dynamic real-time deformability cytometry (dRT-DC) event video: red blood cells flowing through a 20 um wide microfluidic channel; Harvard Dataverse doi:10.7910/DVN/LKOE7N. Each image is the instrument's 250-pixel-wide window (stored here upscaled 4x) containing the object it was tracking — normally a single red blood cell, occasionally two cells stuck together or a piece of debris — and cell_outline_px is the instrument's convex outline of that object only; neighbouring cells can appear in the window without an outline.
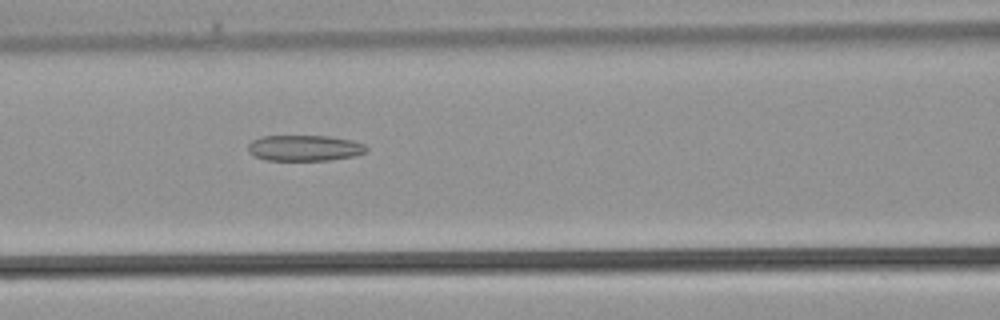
{"species": "common noctule bat (a hibernating species)", "species_latin": "Nyctalus noctula", "temperature_condition": "warm", "stored_images_in_passage": 25, "camera_frame_rate_fps": 3000, "um_per_image_px": 0.085, "animal": {"sex": "male", "body_mass_g": 21.5, "forearm_length_mm": 52.0}, "frame": {"image": 1, "passage_image": 5, "time_ms": 1.333, "image_size_px": [1000, 320], "cell_outline_px": [[368, 148], [364, 152], [352, 156], [332, 160], [268, 160], [256, 156], [248, 152], [248, 144], [252, 140], [260, 136], [328, 136], [352, 140], [364, 144]], "centroid_in_image_um": [25.87, 12.57], "position_along_channel_um": 140.7, "area_um2": 17.74}}
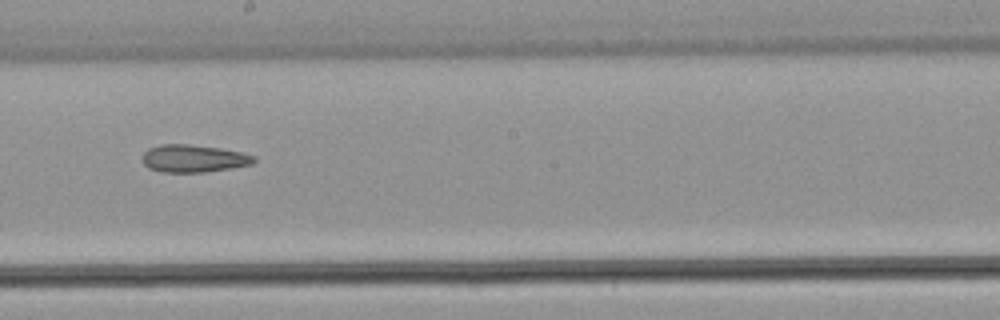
{"frame": {"image": 2, "passage_image": 10, "time_ms": 3.0, "image_size_px": [1000, 320], "cell_outline_px": [[256, 160], [252, 164], [232, 168], [208, 172], [160, 172], [148, 168], [144, 164], [140, 156], [148, 148], [160, 144], [188, 144], [220, 148], [240, 152], [256, 156]], "centroid_in_image_um": [16.42, 13.47], "position_along_channel_um": 231.8, "area_um2": 18.15}}
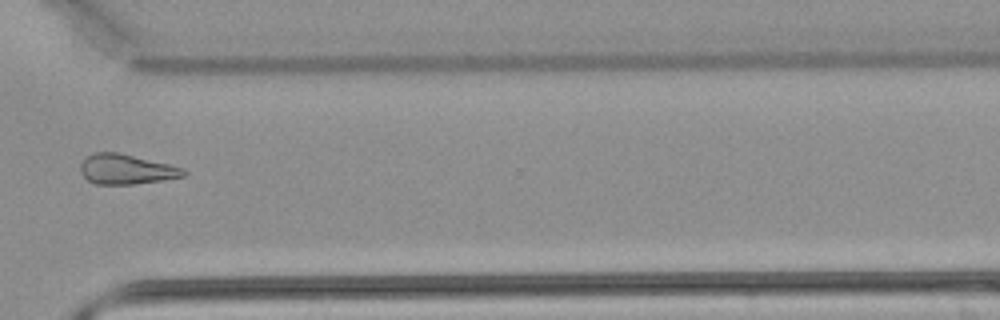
{"frame": {"image": 3, "passage_image": 17, "time_ms": 5.333, "image_size_px": [1000, 320], "cell_outline_px": [[188, 176], [132, 184], [96, 184], [88, 180], [80, 172], [80, 164], [88, 156], [96, 152], [120, 152], [184, 168], [188, 172]], "centroid_in_image_um": [10.76, 14.38], "position_along_channel_um": 359.8, "area_um2": 17.98}}